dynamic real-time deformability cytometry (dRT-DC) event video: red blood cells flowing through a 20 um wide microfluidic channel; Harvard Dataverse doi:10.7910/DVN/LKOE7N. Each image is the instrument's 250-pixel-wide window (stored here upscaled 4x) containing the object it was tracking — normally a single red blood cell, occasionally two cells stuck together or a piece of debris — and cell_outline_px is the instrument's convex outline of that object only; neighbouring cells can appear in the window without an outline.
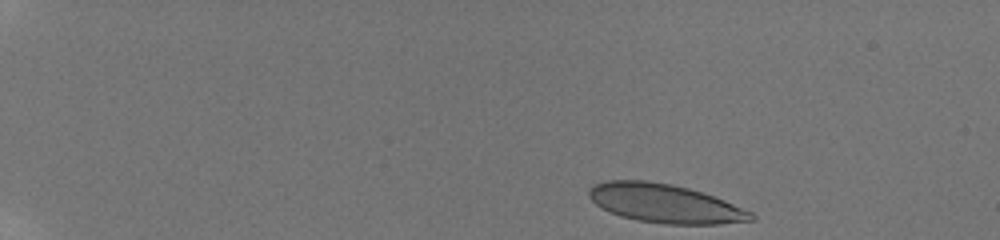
{"species": "human", "species_latin": "Homo sapiens", "temperature_condition": "room temperature", "stored_images_in_passage": 47, "camera_frame_rate_fps": 3000, "um_per_image_px": 0.085, "donor": {"sex": "male"}, "frame": {"image": 1, "passage_image": 1, "time_ms": 0.0, "image_size_px": [1000, 240], "cell_outline_px": [[756, 220], [720, 224], [668, 224], [636, 220], [620, 216], [596, 204], [588, 196], [588, 188], [596, 184], [608, 180], [644, 180], [672, 184], [688, 188], [724, 200], [752, 212], [756, 216]], "centroid_in_image_um": [56.53, 17.29], "position_along_channel_um": 28.5, "area_um2": 36.41}}
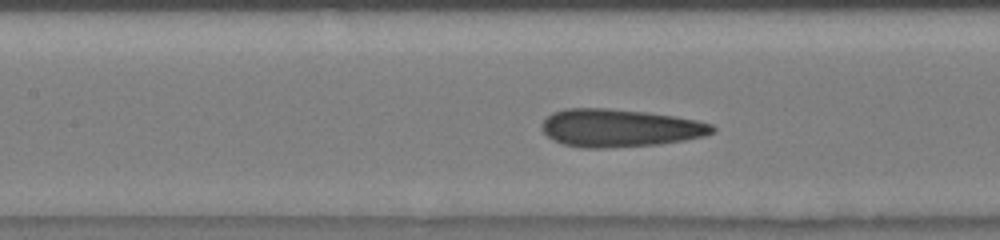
{"frame": {"image": 2, "passage_image": 21, "time_ms": 6.667, "image_size_px": [1000, 240], "cell_outline_px": [[716, 132], [704, 136], [684, 140], [660, 144], [608, 148], [580, 148], [564, 144], [552, 140], [540, 128], [540, 124], [552, 112], [564, 108], [608, 108], [648, 112], [676, 116], [696, 120], [712, 124], [716, 128]], "centroid_in_image_um": [52.67, 10.88], "position_along_channel_um": 154.7, "area_um2": 38.03}}
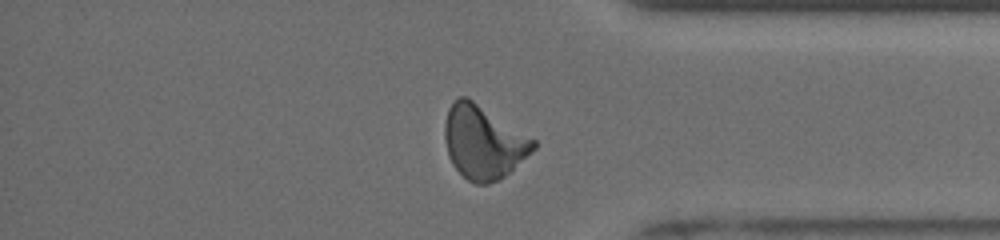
{"frame": {"image": 3, "passage_image": 40, "time_ms": 13.0, "image_size_px": [1000, 240], "cell_outline_px": [[536, 148], [500, 180], [488, 184], [476, 184], [468, 180], [452, 164], [448, 156], [444, 136], [444, 124], [448, 108], [452, 100], [460, 96], [468, 96], [536, 140]], "centroid_in_image_um": [41.06, 12.06], "position_along_channel_um": 394.1, "area_um2": 38.09}, "authors_computed_cell_mechanics": {"area_um2": 36.7608, "velocity_mm_per_s": 3.8686, "shape_relaxation_time_tau1_ms": 11.2185, "shape_relaxation_time_tau2_ms": 1.2606, "deformation_change_tau1": 0.2577, "deformation_change_tau2": 0.0965}}